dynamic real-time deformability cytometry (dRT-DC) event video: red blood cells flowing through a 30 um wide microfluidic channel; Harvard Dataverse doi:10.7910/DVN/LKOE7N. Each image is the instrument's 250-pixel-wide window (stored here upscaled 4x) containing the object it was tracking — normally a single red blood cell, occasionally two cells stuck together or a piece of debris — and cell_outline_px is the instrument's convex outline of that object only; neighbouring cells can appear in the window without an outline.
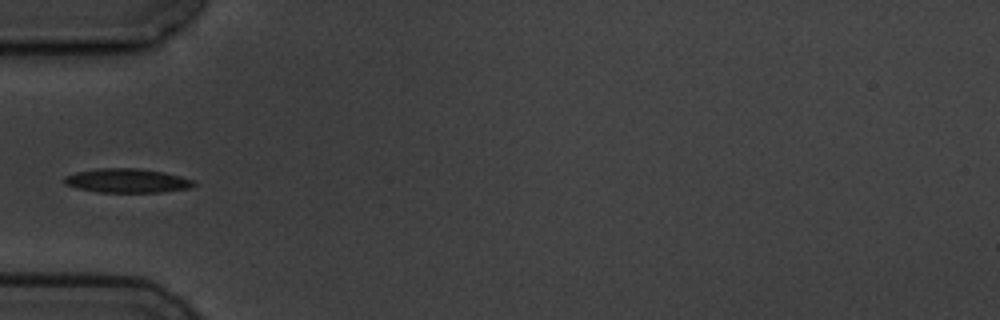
{"species": "common noctule bat (a hibernating species)", "species_latin": "Nyctalus noctula", "temperature_condition": "cold", "stored_images_in_passage": 6, "camera_frame_rate_fps": 3000, "um_per_image_px": 0.085, "animal": {"sex": "male", "body_mass_g": 19.5, "forearm_length_mm": 54.6}, "frame": {"image": 1, "passage_image": 4, "time_ms": 4.0, "image_size_px": [1000, 320], "cell_outline_px": [[196, 184], [192, 188], [164, 192], [100, 192], [76, 188], [64, 184], [64, 176], [76, 172], [100, 168], [136, 168], [164, 172], [196, 180]], "centroid_in_image_um": [10.84, 15.36], "position_along_channel_um": 74.2, "area_um2": 18.32}}
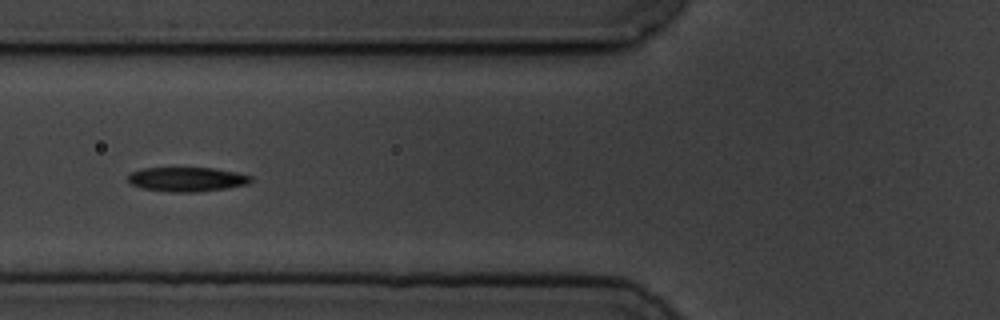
{"frame": {"image": 2, "passage_image": 5, "time_ms": 5.0, "image_size_px": [1000, 320], "cell_outline_px": [[252, 180], [248, 184], [228, 188], [196, 192], [172, 192], [140, 188], [132, 184], [128, 180], [128, 176], [132, 172], [140, 168], [216, 168], [236, 172], [252, 176]], "centroid_in_image_um": [15.9, 15.24], "position_along_channel_um": 109.9, "area_um2": 17.51}}
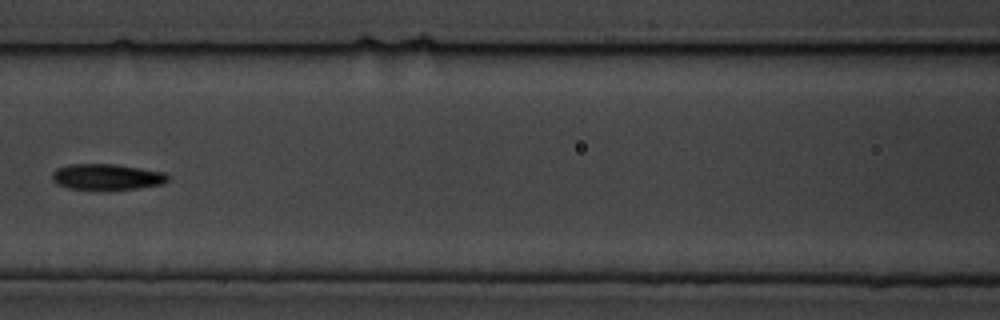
{"frame": {"image": 3, "passage_image": 6, "time_ms": 6.333, "image_size_px": [1000, 320], "cell_outline_px": [[168, 180], [164, 184], [140, 188], [108, 192], [68, 188], [56, 184], [52, 180], [52, 172], [56, 168], [68, 164], [116, 164], [164, 172], [168, 176]], "centroid_in_image_um": [9.06, 15.07], "position_along_channel_um": 157.5, "area_um2": 18.26}}